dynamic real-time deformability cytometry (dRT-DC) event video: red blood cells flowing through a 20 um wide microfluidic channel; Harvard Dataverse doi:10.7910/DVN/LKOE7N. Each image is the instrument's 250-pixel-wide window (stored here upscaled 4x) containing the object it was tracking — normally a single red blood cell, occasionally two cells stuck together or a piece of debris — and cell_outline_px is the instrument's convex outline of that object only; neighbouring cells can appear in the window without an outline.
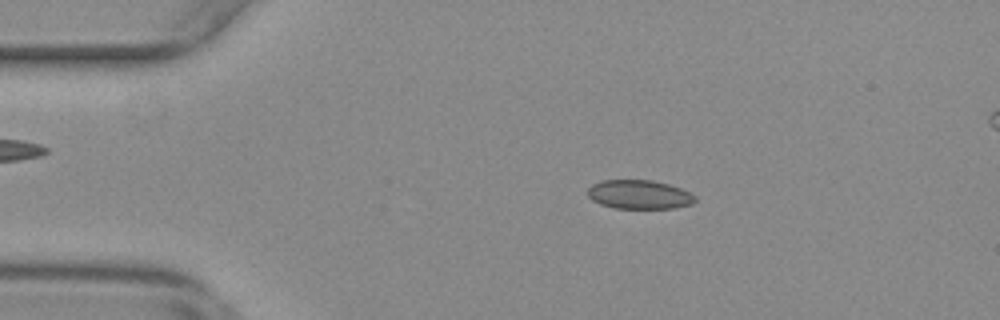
{"species": "common noctule bat (a hibernating species)", "species_latin": "Nyctalus noctula", "temperature_condition": "warm", "stored_images_in_passage": 55, "camera_frame_rate_fps": 3000, "um_per_image_px": 0.085, "animal": {"sex": "female", "body_mass_g": 29.2, "forearm_length_mm": 56.3}, "frame": {"image": 1, "passage_image": 10, "time_ms": 3.0, "image_size_px": [1000, 320], "cell_outline_px": [[696, 200], [692, 204], [676, 208], [616, 208], [600, 204], [592, 200], [588, 196], [588, 188], [592, 184], [600, 180], [652, 180], [668, 184], [680, 188], [696, 196]], "centroid_in_image_um": [54.33, 16.53], "position_along_channel_um": 30.7, "area_um2": 18.15}}
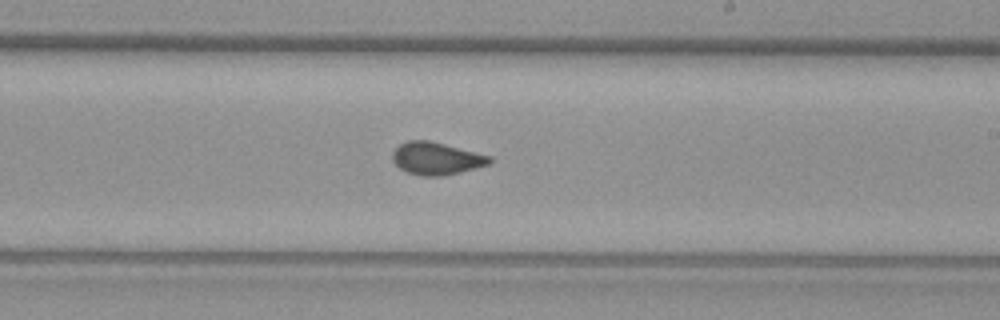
{"frame": {"image": 2, "passage_image": 32, "time_ms": 10.333, "image_size_px": [1000, 320], "cell_outline_px": [[492, 164], [444, 176], [420, 176], [408, 172], [400, 168], [392, 160], [392, 152], [400, 144], [408, 140], [428, 140], [492, 156]], "centroid_in_image_um": [37.11, 13.47], "position_along_channel_um": 251.9, "area_um2": 18.44}}
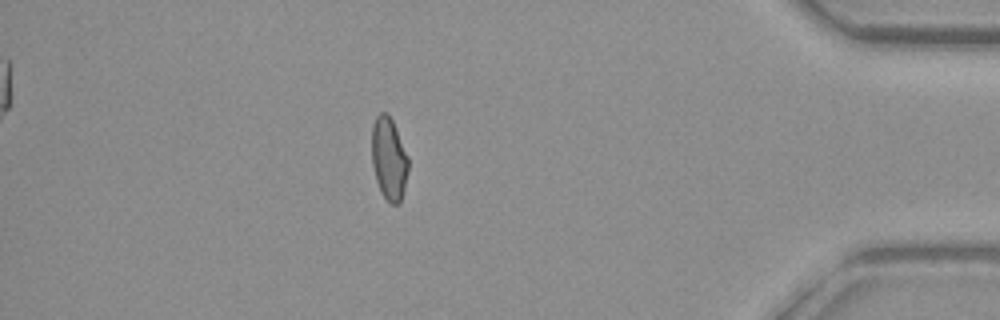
{"frame": {"image": 3, "passage_image": 48, "time_ms": 15.667, "image_size_px": [1000, 320], "cell_outline_px": [[408, 172], [400, 204], [392, 204], [380, 192], [376, 180], [372, 164], [372, 124], [376, 116], [380, 112], [388, 112], [392, 120], [408, 156]], "centroid_in_image_um": [33.05, 13.47], "position_along_channel_um": 402.2, "area_um2": 17.63}, "authors_computed_cell_mechanics": {"area_um2": 18.1492, "velocity_mm_per_s": 3.6868, "shape_relaxation_time_tau1_ms": null, "shape_relaxation_time_tau2_ms": 0.9972, "deformation_change_tau1": null, "deformation_change_tau2": 0.052}}